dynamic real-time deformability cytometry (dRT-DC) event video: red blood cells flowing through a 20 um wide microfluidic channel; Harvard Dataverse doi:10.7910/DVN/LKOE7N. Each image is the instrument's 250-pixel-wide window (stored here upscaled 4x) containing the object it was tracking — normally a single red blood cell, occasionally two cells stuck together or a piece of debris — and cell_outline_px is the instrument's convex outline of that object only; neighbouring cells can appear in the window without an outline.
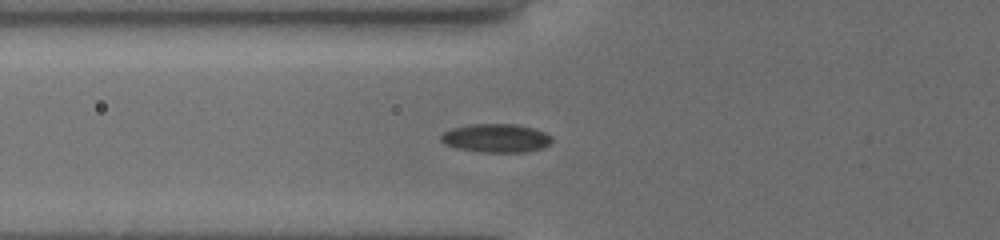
{"species": "common noctule bat (a hibernating species)", "species_latin": "Nyctalus noctula", "temperature_condition": "cold", "stored_images_in_passage": 33, "camera_frame_rate_fps": 3000, "um_per_image_px": 0.085, "animal": {"sex": "female", "body_mass_g": 19.5, "forearm_length_mm": 54.1}, "frame": {"image": 1, "passage_image": 2, "time_ms": 0.333, "image_size_px": [1000, 240], "cell_outline_px": [[552, 144], [544, 148], [524, 152], [480, 152], [456, 148], [444, 144], [440, 140], [440, 136], [444, 132], [452, 128], [472, 124], [516, 124], [532, 128], [544, 132], [552, 136]], "centroid_in_image_um": [42.18, 11.75], "position_along_channel_um": 83.6, "area_um2": 18.61}}
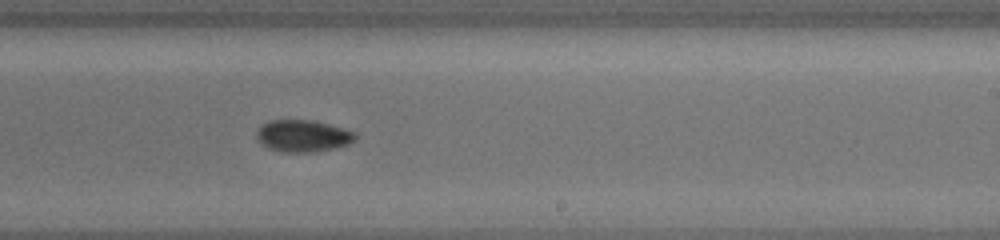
{"frame": {"image": 2, "passage_image": 15, "time_ms": 5.0, "image_size_px": [1000, 240], "cell_outline_px": [[356, 140], [348, 144], [336, 148], [312, 152], [280, 152], [268, 148], [256, 140], [256, 132], [260, 124], [268, 120], [312, 120], [344, 128], [356, 132]], "centroid_in_image_um": [25.72, 11.55], "position_along_channel_um": 263.3, "area_um2": 18.67}}
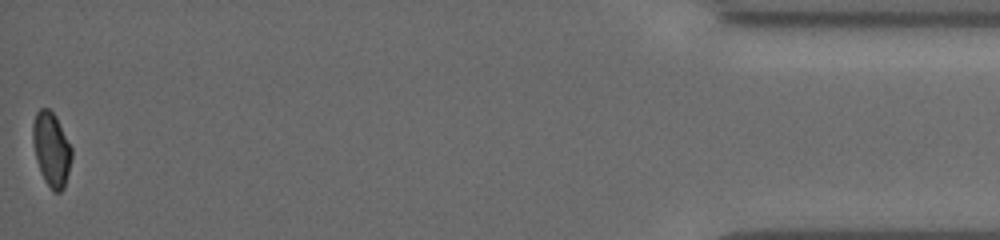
{"frame": {"image": 3, "passage_image": 33, "time_ms": 11.333, "image_size_px": [1000, 240], "cell_outline_px": [[72, 156], [64, 188], [60, 192], [52, 192], [44, 180], [40, 172], [36, 160], [32, 140], [32, 124], [36, 112], [40, 108], [48, 108], [56, 116], [72, 148]], "centroid_in_image_um": [4.35, 12.69], "position_along_channel_um": 430.8, "area_um2": 16.94}, "authors_computed_cell_mechanics": {"area_um2": 17.8602, "velocity_mm_per_s": 3.8638, "shape_relaxation_time_tau1_ms": 3.0297, "shape_relaxation_time_tau2_ms": 2.6031, "deformation_change_tau1": 0.0921, "deformation_change_tau2": 0.0453}}